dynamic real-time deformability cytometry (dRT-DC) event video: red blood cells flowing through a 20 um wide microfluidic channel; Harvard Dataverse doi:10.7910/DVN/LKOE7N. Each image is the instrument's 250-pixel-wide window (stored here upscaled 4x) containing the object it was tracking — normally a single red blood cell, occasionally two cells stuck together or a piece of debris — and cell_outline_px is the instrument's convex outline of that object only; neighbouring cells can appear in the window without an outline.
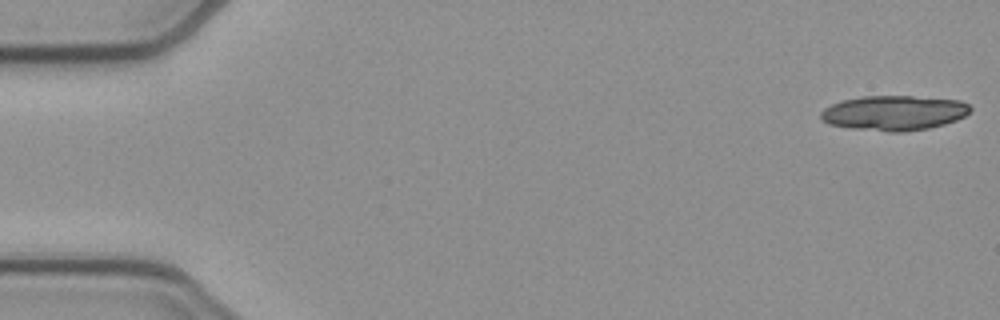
{"species": "common noctule bat (a hibernating species)", "species_latin": "Nyctalus noctula", "temperature_condition": "cold", "stored_images_in_passage": 17, "camera_frame_rate_fps": 3000, "um_per_image_px": 0.085, "animal": {"sex": "female", "body_mass_g": 21.9}, "frame": {"image": 1, "passage_image": 1, "time_ms": 0.0, "image_size_px": [1000, 320], "cell_outline_px": [[972, 108], [964, 116], [956, 120], [944, 124], [928, 128], [904, 132], [888, 132], [852, 128], [828, 124], [820, 120], [820, 112], [824, 108], [840, 100], [864, 96], [912, 96], [960, 100], [968, 104]], "centroid_in_image_um": [75.96, 9.6], "position_along_channel_um": 9.0, "area_um2": 30.52}}